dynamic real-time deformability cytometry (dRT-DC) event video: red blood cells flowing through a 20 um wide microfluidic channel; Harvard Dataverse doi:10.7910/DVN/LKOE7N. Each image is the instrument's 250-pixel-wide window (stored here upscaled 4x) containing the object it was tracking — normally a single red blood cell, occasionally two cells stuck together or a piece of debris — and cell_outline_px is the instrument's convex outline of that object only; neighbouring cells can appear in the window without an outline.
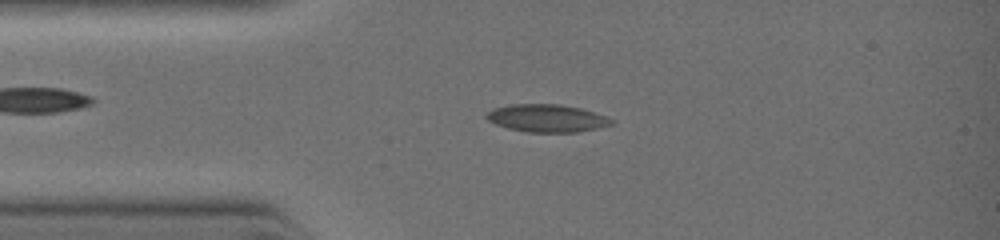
{"species": "common noctule bat (a hibernating species)", "species_latin": "Nyctalus noctula", "temperature_condition": "warm", "stored_images_in_passage": 34, "camera_frame_rate_fps": 3000, "um_per_image_px": 0.085, "animal": {"sex": "female", "body_mass_g": 19.0, "forearm_length_mm": 51.5}, "frame": {"image": 1, "passage_image": 4, "time_ms": 1.333, "image_size_px": [1000, 240], "cell_outline_px": [[612, 124], [596, 128], [576, 132], [528, 132], [508, 128], [496, 124], [488, 120], [484, 116], [492, 108], [508, 104], [560, 104], [580, 108], [604, 116], [612, 120]], "centroid_in_image_um": [46.41, 10.04], "position_along_channel_um": 38.6, "area_um2": 19.94}}
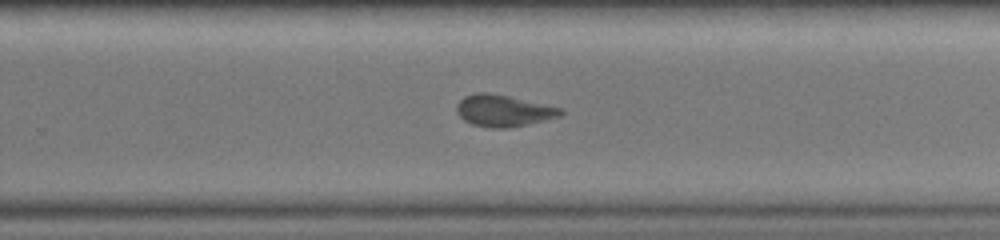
{"frame": {"image": 2, "passage_image": 18, "time_ms": 6.0, "image_size_px": [1000, 240], "cell_outline_px": [[564, 112], [560, 116], [528, 124], [508, 128], [492, 128], [472, 124], [464, 120], [456, 112], [456, 104], [464, 96], [476, 92], [488, 92], [508, 96], [560, 108]], "centroid_in_image_um": [42.74, 9.41], "position_along_channel_um": 287.1, "area_um2": 19.02}}
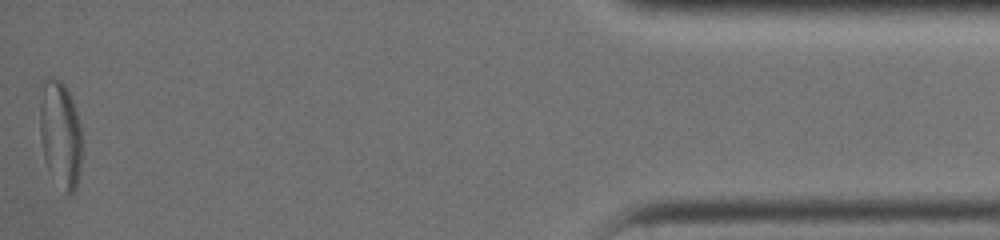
{"frame": {"image": 3, "passage_image": 34, "time_ms": 10.0, "image_size_px": [1000, 240], "cell_outline_px": [[80, 172], [76, 188], [72, 192], [68, 192], [44, 156], [40, 136], [40, 100], [44, 80], [48, 76], [56, 76], [68, 88], [80, 124]], "centroid_in_image_um": [5.13, 11.21], "position_along_channel_um": 430.1, "area_um2": 25.09}}